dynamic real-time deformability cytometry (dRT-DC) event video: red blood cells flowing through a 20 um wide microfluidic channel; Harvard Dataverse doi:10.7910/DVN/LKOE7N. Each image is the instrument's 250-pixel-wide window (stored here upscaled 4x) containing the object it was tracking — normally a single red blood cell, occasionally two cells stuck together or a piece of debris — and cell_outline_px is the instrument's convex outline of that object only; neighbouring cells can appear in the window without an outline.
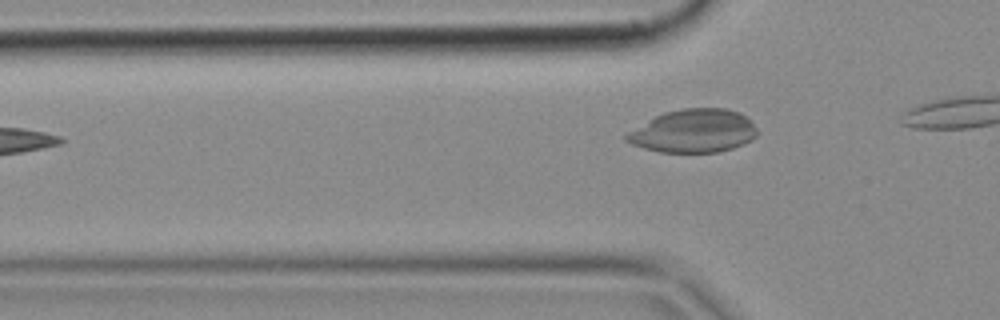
{"species": "common noctule bat (a hibernating species)", "species_latin": "Nyctalus noctula", "temperature_condition": "cold", "stored_images_in_passage": 3, "camera_frame_rate_fps": 3000, "um_per_image_px": 0.085, "animal": {"sex": "female", "body_mass_g": 18.4}, "frame": {"image": 1, "passage_image": 3, "time_ms": 0.667, "image_size_px": [1000, 320], "cell_outline_px": [[756, 136], [752, 140], [732, 148], [716, 152], [660, 152], [644, 148], [632, 144], [624, 140], [624, 136], [628, 132], [656, 116], [664, 112], [684, 108], [724, 108], [740, 112], [752, 120], [756, 128]], "centroid_in_image_um": [58.97, 11.13], "position_along_channel_um": 66.8, "area_um2": 32.83}}